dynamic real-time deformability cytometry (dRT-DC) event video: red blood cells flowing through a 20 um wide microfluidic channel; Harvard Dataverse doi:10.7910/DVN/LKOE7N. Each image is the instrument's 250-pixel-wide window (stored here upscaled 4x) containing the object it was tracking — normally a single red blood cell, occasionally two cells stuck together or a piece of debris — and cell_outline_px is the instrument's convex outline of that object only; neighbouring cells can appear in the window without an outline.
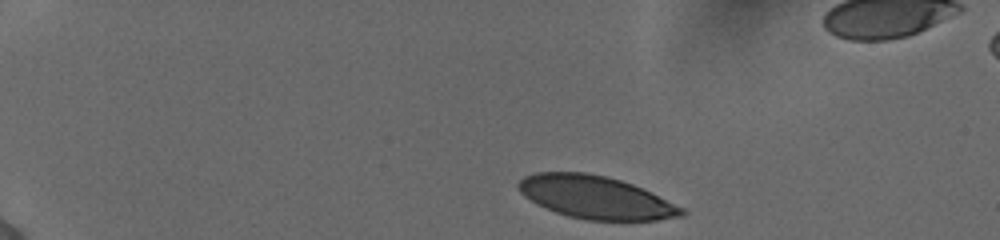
{"species": "human", "species_latin": "Homo sapiens", "temperature_condition": "cold", "stored_images_in_passage": 44, "camera_frame_rate_fps": 3000, "um_per_image_px": 0.085, "donor": {"sex": "female"}, "frame": {"image": 1, "passage_image": 1, "time_ms": 0.0, "image_size_px": [1000, 240], "cell_outline_px": [[688, 212], [684, 216], [656, 220], [588, 220], [568, 216], [544, 208], [536, 204], [524, 196], [516, 188], [516, 184], [524, 176], [536, 172], [584, 172], [604, 176], [620, 180], [632, 184], [684, 208]], "centroid_in_image_um": [50.6, 16.77], "position_along_channel_um": 34.4, "area_um2": 40.63}}
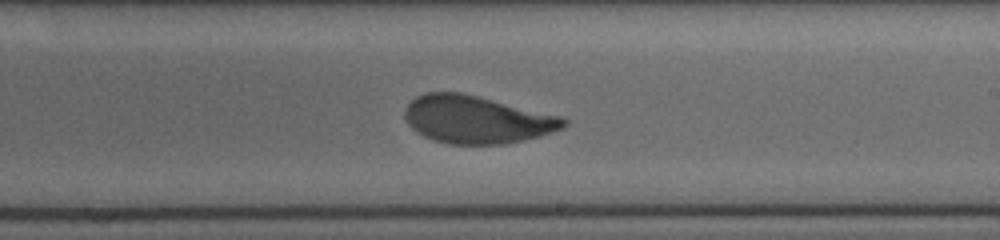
{"frame": {"image": 2, "passage_image": 25, "time_ms": 8.0, "image_size_px": [1000, 240], "cell_outline_px": [[568, 124], [564, 128], [540, 136], [524, 140], [504, 144], [448, 144], [424, 136], [416, 132], [408, 124], [404, 116], [404, 112], [408, 104], [416, 96], [424, 92], [460, 92], [560, 116], [568, 120]], "centroid_in_image_um": [40.51, 10.16], "position_along_channel_um": 248.5, "area_um2": 43.93}}
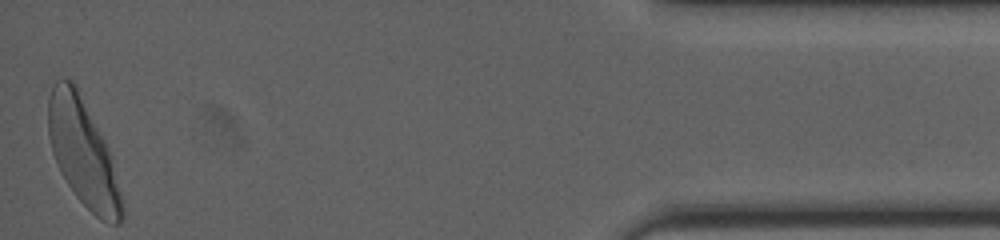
{"frame": {"image": 3, "passage_image": 44, "time_ms": 14.333, "image_size_px": [1000, 240], "cell_outline_px": [[124, 220], [120, 224], [112, 224], [100, 220], [76, 196], [60, 172], [52, 152], [48, 132], [48, 100], [52, 88], [56, 80], [68, 76], [72, 80], [104, 140], [108, 152], [124, 204]], "centroid_in_image_um": [7.04, 13.02], "position_along_channel_um": 428.2, "area_um2": 45.03}, "authors_computed_cell_mechanics": {"area_um2": 44.1881, "velocity_mm_per_s": 3.8547, "shape_relaxation_time_tau1_ms": 3.5959, "shape_relaxation_time_tau2_ms": 0.6918, "deformation_change_tau1": 0.157, "deformation_change_tau2": 0.0708}}